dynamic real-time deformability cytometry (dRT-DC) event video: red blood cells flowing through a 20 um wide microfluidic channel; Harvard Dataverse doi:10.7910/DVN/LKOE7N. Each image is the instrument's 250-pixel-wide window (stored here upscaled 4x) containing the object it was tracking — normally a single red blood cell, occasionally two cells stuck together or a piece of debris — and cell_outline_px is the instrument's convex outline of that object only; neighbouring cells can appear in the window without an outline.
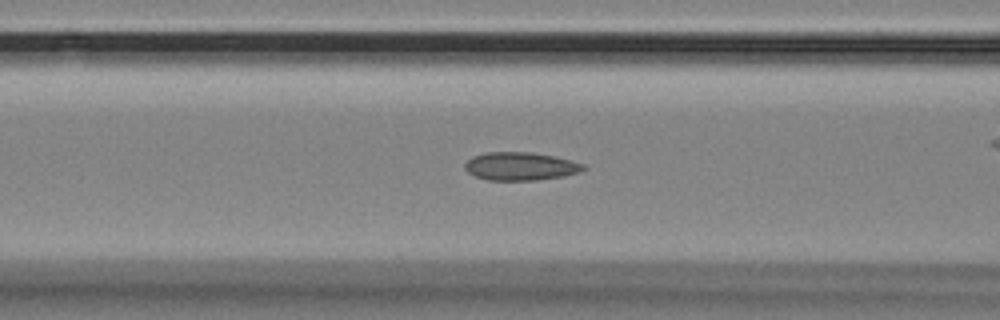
{"species": "Egyptian fruit bat (a non-hibernating species)", "species_latin": "Rousettus aegyptiacus", "temperature_condition": "room temperature", "stored_images_in_passage": 57, "camera_frame_rate_fps": 3000, "um_per_image_px": 0.085, "animal": {"sex": "female"}, "frame": {"image": 1, "passage_image": 22, "time_ms": 7.0, "image_size_px": [1000, 320], "cell_outline_px": [[588, 168], [580, 172], [564, 176], [536, 180], [488, 180], [476, 176], [468, 172], [464, 168], [464, 164], [472, 156], [488, 152], [532, 152], [556, 156], [572, 160], [584, 164]], "centroid_in_image_um": [44.28, 14.13], "position_along_channel_um": 122.3, "area_um2": 19.59}}
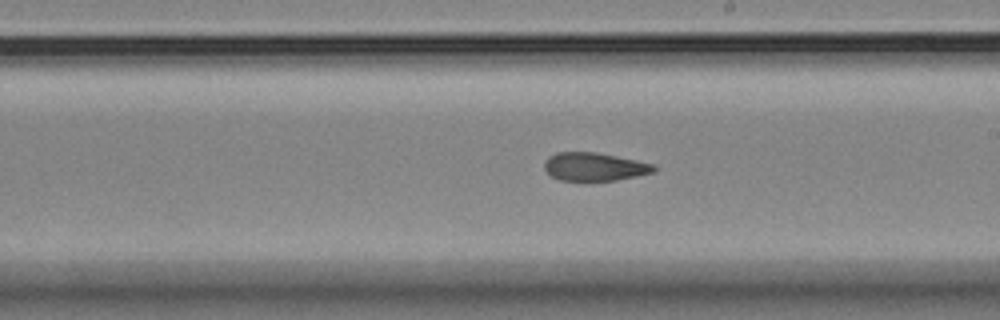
{"frame": {"image": 2, "passage_image": 32, "time_ms": 10.333, "image_size_px": [1000, 320], "cell_outline_px": [[660, 168], [656, 172], [616, 180], [560, 180], [552, 176], [544, 168], [544, 160], [548, 156], [556, 152], [596, 152], [656, 164]], "centroid_in_image_um": [50.57, 14.16], "position_along_channel_um": 238.4, "area_um2": 18.15}}
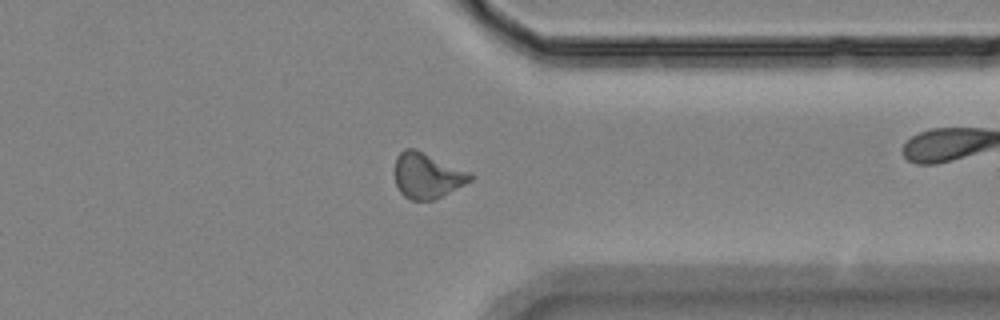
{"frame": {"image": 3, "passage_image": 44, "time_ms": 14.333, "image_size_px": [1000, 320], "cell_outline_px": [[472, 180], [432, 200], [412, 200], [404, 196], [400, 192], [396, 184], [392, 172], [396, 156], [404, 148], [412, 148], [472, 172]], "centroid_in_image_um": [36.25, 14.91], "position_along_channel_um": 375.2, "area_um2": 20.0}, "authors_computed_cell_mechanics": {"area_um2": 19.8254, "velocity_mm_per_s": 3.4787, "shape_relaxation_time_tau1_ms": null, "shape_relaxation_time_tau2_ms": 2.48, "deformation_change_tau1": null, "deformation_change_tau2": 0.0965}}